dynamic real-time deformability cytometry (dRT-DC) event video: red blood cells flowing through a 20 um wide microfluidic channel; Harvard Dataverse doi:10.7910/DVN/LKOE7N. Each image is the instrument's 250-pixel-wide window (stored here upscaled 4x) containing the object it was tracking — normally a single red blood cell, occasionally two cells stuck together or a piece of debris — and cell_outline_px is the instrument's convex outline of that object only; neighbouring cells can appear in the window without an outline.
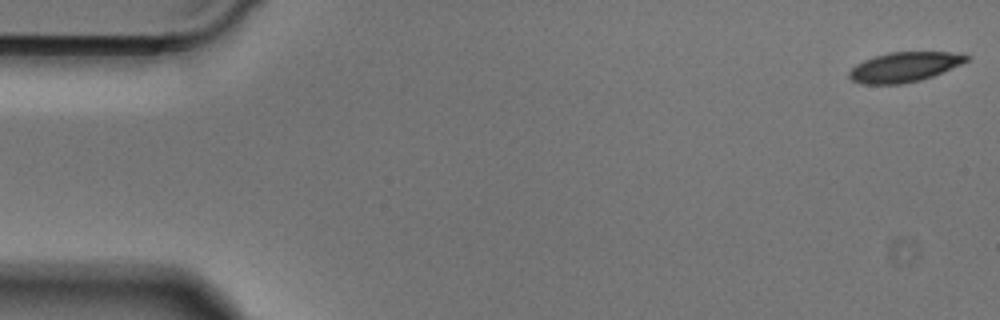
{"species": "Egyptian fruit bat (a non-hibernating species)", "species_latin": "Rousettus aegyptiacus", "temperature_condition": "cold", "stored_images_in_passage": 49, "camera_frame_rate_fps": 3000, "um_per_image_px": 0.085, "animal": {"sex": "male"}, "frame": {"image": 1, "passage_image": 1, "time_ms": 0.0, "image_size_px": [1000, 320], "cell_outline_px": [[972, 56], [968, 60], [960, 64], [932, 76], [920, 80], [900, 84], [860, 84], [852, 80], [848, 76], [848, 72], [856, 64], [864, 60], [888, 52], [948, 52]], "centroid_in_image_um": [76.83, 5.7], "position_along_channel_um": 8.2, "area_um2": 20.17}}
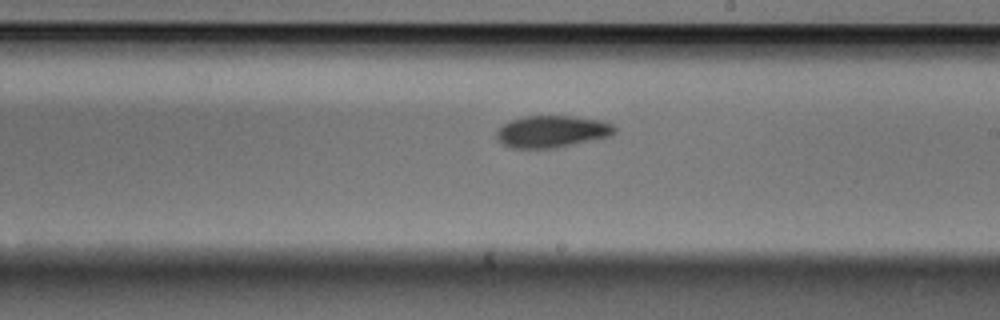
{"frame": {"image": 2, "passage_image": 28, "time_ms": 9.0, "image_size_px": [1000, 320], "cell_outline_px": [[616, 132], [612, 136], [596, 140], [556, 148], [512, 148], [496, 140], [496, 132], [504, 124], [512, 120], [524, 116], [572, 116], [600, 120], [612, 124], [616, 128]], "centroid_in_image_um": [46.95, 11.19], "position_along_channel_um": 242.0, "area_um2": 22.14}}
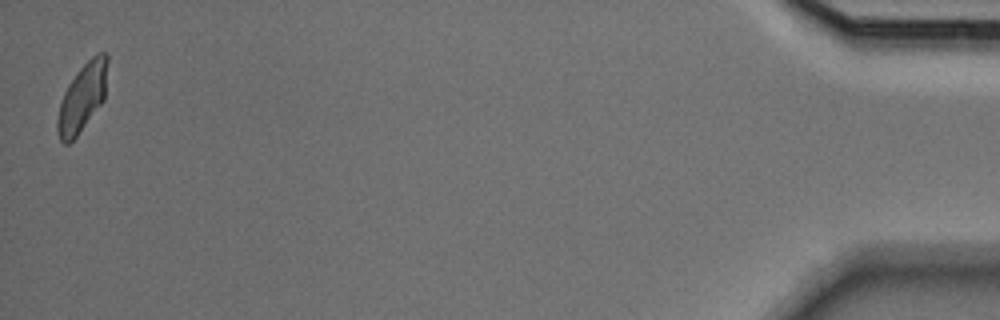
{"frame": {"image": 3, "passage_image": 49, "time_ms": 16.0, "image_size_px": [1000, 320], "cell_outline_px": [[108, 60], [104, 100], [76, 136], [68, 144], [64, 144], [60, 140], [56, 128], [56, 120], [60, 104], [64, 92], [68, 84], [76, 72], [96, 52], [108, 52]], "centroid_in_image_um": [7.0, 8.25], "position_along_channel_um": 428.2, "area_um2": 19.83}}